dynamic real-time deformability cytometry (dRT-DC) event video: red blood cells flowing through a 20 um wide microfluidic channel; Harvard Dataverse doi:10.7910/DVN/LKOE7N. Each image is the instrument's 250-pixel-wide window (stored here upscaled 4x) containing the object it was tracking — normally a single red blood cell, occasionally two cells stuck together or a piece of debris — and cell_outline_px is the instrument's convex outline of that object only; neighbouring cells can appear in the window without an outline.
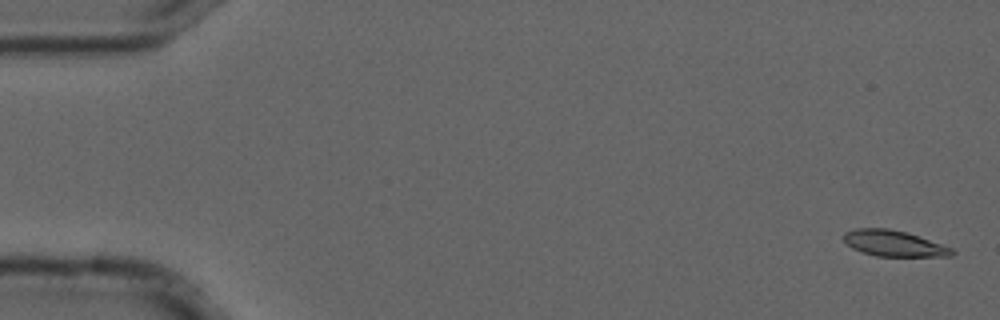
{"species": "common noctule bat (a hibernating species)", "species_latin": "Nyctalus noctula", "temperature_condition": "cold", "stored_images_in_passage": 5, "camera_frame_rate_fps": 3000, "um_per_image_px": 0.085, "animal": {"sex": "male", "forearm_length_mm": 52.5}, "frame": {"image": 1, "passage_image": 1, "time_ms": 0.0, "image_size_px": [1000, 320], "cell_outline_px": [[956, 252], [952, 256], [876, 256], [852, 248], [844, 240], [844, 232], [856, 228], [888, 228], [904, 232], [952, 248]], "centroid_in_image_um": [75.95, 20.69], "position_along_channel_um": 9.0, "area_um2": 16.01}}
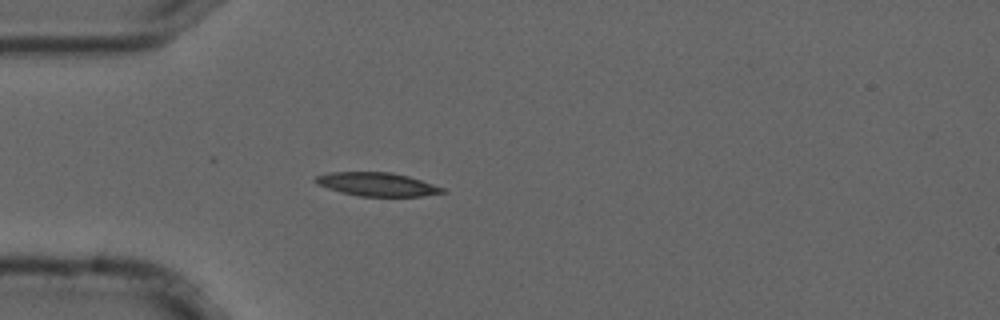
{"frame": {"image": 2, "passage_image": 5, "time_ms": 1.333, "image_size_px": [1000, 320], "cell_outline_px": [[448, 192], [420, 196], [360, 196], [340, 192], [316, 184], [312, 180], [316, 176], [332, 172], [392, 172], [408, 176], [444, 188]], "centroid_in_image_um": [32.03, 15.66], "position_along_channel_um": 53.0, "area_um2": 17.34}}